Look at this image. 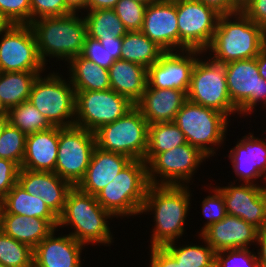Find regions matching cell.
Instances as JSON below:
<instances>
[{"mask_svg":"<svg viewBox=\"0 0 266 267\" xmlns=\"http://www.w3.org/2000/svg\"><path fill=\"white\" fill-rule=\"evenodd\" d=\"M66 66L69 69L67 72L68 78L75 91L111 89L108 70L80 55L71 58Z\"/></svg>","mask_w":266,"mask_h":267,"instance_id":"cell-29","label":"cell"},{"mask_svg":"<svg viewBox=\"0 0 266 267\" xmlns=\"http://www.w3.org/2000/svg\"><path fill=\"white\" fill-rule=\"evenodd\" d=\"M255 246L259 267H266V228L259 231Z\"/></svg>","mask_w":266,"mask_h":267,"instance_id":"cell-48","label":"cell"},{"mask_svg":"<svg viewBox=\"0 0 266 267\" xmlns=\"http://www.w3.org/2000/svg\"><path fill=\"white\" fill-rule=\"evenodd\" d=\"M250 248L226 249L215 252V267H259L256 253Z\"/></svg>","mask_w":266,"mask_h":267,"instance_id":"cell-39","label":"cell"},{"mask_svg":"<svg viewBox=\"0 0 266 267\" xmlns=\"http://www.w3.org/2000/svg\"><path fill=\"white\" fill-rule=\"evenodd\" d=\"M0 214H19L39 217L48 220L55 228L58 217L44 203L41 197L31 195L16 183L14 187L0 200Z\"/></svg>","mask_w":266,"mask_h":267,"instance_id":"cell-28","label":"cell"},{"mask_svg":"<svg viewBox=\"0 0 266 267\" xmlns=\"http://www.w3.org/2000/svg\"><path fill=\"white\" fill-rule=\"evenodd\" d=\"M55 228L33 249V267H82L86 246Z\"/></svg>","mask_w":266,"mask_h":267,"instance_id":"cell-20","label":"cell"},{"mask_svg":"<svg viewBox=\"0 0 266 267\" xmlns=\"http://www.w3.org/2000/svg\"><path fill=\"white\" fill-rule=\"evenodd\" d=\"M149 185L146 162L131 160L96 195V199L114 218H134L138 215L141 216Z\"/></svg>","mask_w":266,"mask_h":267,"instance_id":"cell-5","label":"cell"},{"mask_svg":"<svg viewBox=\"0 0 266 267\" xmlns=\"http://www.w3.org/2000/svg\"><path fill=\"white\" fill-rule=\"evenodd\" d=\"M57 152V126L28 134L21 168L32 171L55 172Z\"/></svg>","mask_w":266,"mask_h":267,"instance_id":"cell-25","label":"cell"},{"mask_svg":"<svg viewBox=\"0 0 266 267\" xmlns=\"http://www.w3.org/2000/svg\"><path fill=\"white\" fill-rule=\"evenodd\" d=\"M131 160L124 154L104 151L96 146L85 176L76 187L96 196Z\"/></svg>","mask_w":266,"mask_h":267,"instance_id":"cell-24","label":"cell"},{"mask_svg":"<svg viewBox=\"0 0 266 267\" xmlns=\"http://www.w3.org/2000/svg\"><path fill=\"white\" fill-rule=\"evenodd\" d=\"M104 48H106L112 55V58L116 61L121 59V48L123 37H116L115 39L99 40Z\"/></svg>","mask_w":266,"mask_h":267,"instance_id":"cell-49","label":"cell"},{"mask_svg":"<svg viewBox=\"0 0 266 267\" xmlns=\"http://www.w3.org/2000/svg\"><path fill=\"white\" fill-rule=\"evenodd\" d=\"M0 267H7V266H5L4 264H2V263L0 262Z\"/></svg>","mask_w":266,"mask_h":267,"instance_id":"cell-58","label":"cell"},{"mask_svg":"<svg viewBox=\"0 0 266 267\" xmlns=\"http://www.w3.org/2000/svg\"><path fill=\"white\" fill-rule=\"evenodd\" d=\"M86 13V14H85ZM83 13L87 35L98 40L123 37L128 30L113 9L89 10Z\"/></svg>","mask_w":266,"mask_h":267,"instance_id":"cell-32","label":"cell"},{"mask_svg":"<svg viewBox=\"0 0 266 267\" xmlns=\"http://www.w3.org/2000/svg\"><path fill=\"white\" fill-rule=\"evenodd\" d=\"M26 136L24 132L8 123L0 136V158L11 160L21 168Z\"/></svg>","mask_w":266,"mask_h":267,"instance_id":"cell-37","label":"cell"},{"mask_svg":"<svg viewBox=\"0 0 266 267\" xmlns=\"http://www.w3.org/2000/svg\"><path fill=\"white\" fill-rule=\"evenodd\" d=\"M225 69L229 97L239 117L252 115L261 104L259 108L266 110V80L259 74L256 58L228 62Z\"/></svg>","mask_w":266,"mask_h":267,"instance_id":"cell-11","label":"cell"},{"mask_svg":"<svg viewBox=\"0 0 266 267\" xmlns=\"http://www.w3.org/2000/svg\"><path fill=\"white\" fill-rule=\"evenodd\" d=\"M65 4L72 13L83 14L87 11V0H65Z\"/></svg>","mask_w":266,"mask_h":267,"instance_id":"cell-51","label":"cell"},{"mask_svg":"<svg viewBox=\"0 0 266 267\" xmlns=\"http://www.w3.org/2000/svg\"><path fill=\"white\" fill-rule=\"evenodd\" d=\"M0 12L11 24L31 23L30 0H0Z\"/></svg>","mask_w":266,"mask_h":267,"instance_id":"cell-41","label":"cell"},{"mask_svg":"<svg viewBox=\"0 0 266 267\" xmlns=\"http://www.w3.org/2000/svg\"><path fill=\"white\" fill-rule=\"evenodd\" d=\"M258 70L261 78L266 80V46L260 51L256 57Z\"/></svg>","mask_w":266,"mask_h":267,"instance_id":"cell-52","label":"cell"},{"mask_svg":"<svg viewBox=\"0 0 266 267\" xmlns=\"http://www.w3.org/2000/svg\"><path fill=\"white\" fill-rule=\"evenodd\" d=\"M0 114H7V110L3 107L1 101H0Z\"/></svg>","mask_w":266,"mask_h":267,"instance_id":"cell-57","label":"cell"},{"mask_svg":"<svg viewBox=\"0 0 266 267\" xmlns=\"http://www.w3.org/2000/svg\"><path fill=\"white\" fill-rule=\"evenodd\" d=\"M186 143L184 133L174 122L149 124L148 147L144 161L148 164L157 154Z\"/></svg>","mask_w":266,"mask_h":267,"instance_id":"cell-33","label":"cell"},{"mask_svg":"<svg viewBox=\"0 0 266 267\" xmlns=\"http://www.w3.org/2000/svg\"><path fill=\"white\" fill-rule=\"evenodd\" d=\"M9 123L26 135L47 130L52 125L29 102L25 101L7 111Z\"/></svg>","mask_w":266,"mask_h":267,"instance_id":"cell-35","label":"cell"},{"mask_svg":"<svg viewBox=\"0 0 266 267\" xmlns=\"http://www.w3.org/2000/svg\"><path fill=\"white\" fill-rule=\"evenodd\" d=\"M80 56L107 70L115 62L111 53L102 46L100 41L88 35H86Z\"/></svg>","mask_w":266,"mask_h":267,"instance_id":"cell-42","label":"cell"},{"mask_svg":"<svg viewBox=\"0 0 266 267\" xmlns=\"http://www.w3.org/2000/svg\"><path fill=\"white\" fill-rule=\"evenodd\" d=\"M8 123H9L8 114H0V136L2 135Z\"/></svg>","mask_w":266,"mask_h":267,"instance_id":"cell-54","label":"cell"},{"mask_svg":"<svg viewBox=\"0 0 266 267\" xmlns=\"http://www.w3.org/2000/svg\"><path fill=\"white\" fill-rule=\"evenodd\" d=\"M174 123L184 133L187 143L210 159L226 143L231 119L221 112L187 99L178 111Z\"/></svg>","mask_w":266,"mask_h":267,"instance_id":"cell-6","label":"cell"},{"mask_svg":"<svg viewBox=\"0 0 266 267\" xmlns=\"http://www.w3.org/2000/svg\"><path fill=\"white\" fill-rule=\"evenodd\" d=\"M240 10L250 1V0H231Z\"/></svg>","mask_w":266,"mask_h":267,"instance_id":"cell-55","label":"cell"},{"mask_svg":"<svg viewBox=\"0 0 266 267\" xmlns=\"http://www.w3.org/2000/svg\"><path fill=\"white\" fill-rule=\"evenodd\" d=\"M31 22L43 17H61L72 12L66 7L65 0H30Z\"/></svg>","mask_w":266,"mask_h":267,"instance_id":"cell-43","label":"cell"},{"mask_svg":"<svg viewBox=\"0 0 266 267\" xmlns=\"http://www.w3.org/2000/svg\"><path fill=\"white\" fill-rule=\"evenodd\" d=\"M0 262L7 267H33V249L0 229Z\"/></svg>","mask_w":266,"mask_h":267,"instance_id":"cell-36","label":"cell"},{"mask_svg":"<svg viewBox=\"0 0 266 267\" xmlns=\"http://www.w3.org/2000/svg\"><path fill=\"white\" fill-rule=\"evenodd\" d=\"M46 72H1L0 101L3 107L9 109L22 102L29 101L32 86L40 74Z\"/></svg>","mask_w":266,"mask_h":267,"instance_id":"cell-30","label":"cell"},{"mask_svg":"<svg viewBox=\"0 0 266 267\" xmlns=\"http://www.w3.org/2000/svg\"><path fill=\"white\" fill-rule=\"evenodd\" d=\"M146 7L147 5L135 0H119L113 10L128 32H131L142 29Z\"/></svg>","mask_w":266,"mask_h":267,"instance_id":"cell-38","label":"cell"},{"mask_svg":"<svg viewBox=\"0 0 266 267\" xmlns=\"http://www.w3.org/2000/svg\"><path fill=\"white\" fill-rule=\"evenodd\" d=\"M241 11L266 32V0H250Z\"/></svg>","mask_w":266,"mask_h":267,"instance_id":"cell-46","label":"cell"},{"mask_svg":"<svg viewBox=\"0 0 266 267\" xmlns=\"http://www.w3.org/2000/svg\"><path fill=\"white\" fill-rule=\"evenodd\" d=\"M199 50L167 51L147 69V84L151 88L179 89L187 94L191 74Z\"/></svg>","mask_w":266,"mask_h":267,"instance_id":"cell-16","label":"cell"},{"mask_svg":"<svg viewBox=\"0 0 266 267\" xmlns=\"http://www.w3.org/2000/svg\"><path fill=\"white\" fill-rule=\"evenodd\" d=\"M190 188V185L148 186L141 214L153 216L150 248L181 240L179 238L186 232V220L192 208L193 193Z\"/></svg>","mask_w":266,"mask_h":267,"instance_id":"cell-1","label":"cell"},{"mask_svg":"<svg viewBox=\"0 0 266 267\" xmlns=\"http://www.w3.org/2000/svg\"><path fill=\"white\" fill-rule=\"evenodd\" d=\"M220 15L199 0H177L179 51L204 52L213 39Z\"/></svg>","mask_w":266,"mask_h":267,"instance_id":"cell-14","label":"cell"},{"mask_svg":"<svg viewBox=\"0 0 266 267\" xmlns=\"http://www.w3.org/2000/svg\"><path fill=\"white\" fill-rule=\"evenodd\" d=\"M20 167L13 161L0 158V200L14 187Z\"/></svg>","mask_w":266,"mask_h":267,"instance_id":"cell-44","label":"cell"},{"mask_svg":"<svg viewBox=\"0 0 266 267\" xmlns=\"http://www.w3.org/2000/svg\"><path fill=\"white\" fill-rule=\"evenodd\" d=\"M198 236L202 240V244L204 243L205 245L197 243L186 244L185 242L181 246L178 241H174L163 247L182 265L190 267H215V251L199 234Z\"/></svg>","mask_w":266,"mask_h":267,"instance_id":"cell-34","label":"cell"},{"mask_svg":"<svg viewBox=\"0 0 266 267\" xmlns=\"http://www.w3.org/2000/svg\"><path fill=\"white\" fill-rule=\"evenodd\" d=\"M150 259L148 267H190L178 263L164 247H148Z\"/></svg>","mask_w":266,"mask_h":267,"instance_id":"cell-45","label":"cell"},{"mask_svg":"<svg viewBox=\"0 0 266 267\" xmlns=\"http://www.w3.org/2000/svg\"><path fill=\"white\" fill-rule=\"evenodd\" d=\"M135 1L141 2V3L145 4V5H149V4H151V3H153V2H155L157 0H135Z\"/></svg>","mask_w":266,"mask_h":267,"instance_id":"cell-56","label":"cell"},{"mask_svg":"<svg viewBox=\"0 0 266 267\" xmlns=\"http://www.w3.org/2000/svg\"><path fill=\"white\" fill-rule=\"evenodd\" d=\"M96 147L92 131L78 127H58L55 173L76 187L85 176Z\"/></svg>","mask_w":266,"mask_h":267,"instance_id":"cell-10","label":"cell"},{"mask_svg":"<svg viewBox=\"0 0 266 267\" xmlns=\"http://www.w3.org/2000/svg\"><path fill=\"white\" fill-rule=\"evenodd\" d=\"M52 71L37 77L31 89L29 102L52 126L61 128L73 126L76 91L69 78L66 79L59 70Z\"/></svg>","mask_w":266,"mask_h":267,"instance_id":"cell-7","label":"cell"},{"mask_svg":"<svg viewBox=\"0 0 266 267\" xmlns=\"http://www.w3.org/2000/svg\"><path fill=\"white\" fill-rule=\"evenodd\" d=\"M111 90L135 104L147 85V69L134 62L118 59L108 69Z\"/></svg>","mask_w":266,"mask_h":267,"instance_id":"cell-26","label":"cell"},{"mask_svg":"<svg viewBox=\"0 0 266 267\" xmlns=\"http://www.w3.org/2000/svg\"><path fill=\"white\" fill-rule=\"evenodd\" d=\"M0 229L34 249L55 227L46 219L19 214H0Z\"/></svg>","mask_w":266,"mask_h":267,"instance_id":"cell-27","label":"cell"},{"mask_svg":"<svg viewBox=\"0 0 266 267\" xmlns=\"http://www.w3.org/2000/svg\"><path fill=\"white\" fill-rule=\"evenodd\" d=\"M187 94L179 89L151 88L146 85L141 98L134 104L148 124L174 122Z\"/></svg>","mask_w":266,"mask_h":267,"instance_id":"cell-23","label":"cell"},{"mask_svg":"<svg viewBox=\"0 0 266 267\" xmlns=\"http://www.w3.org/2000/svg\"><path fill=\"white\" fill-rule=\"evenodd\" d=\"M259 229L245 220L226 215L221 221L211 224L199 235L215 252L226 249L251 248L255 246Z\"/></svg>","mask_w":266,"mask_h":267,"instance_id":"cell-21","label":"cell"},{"mask_svg":"<svg viewBox=\"0 0 266 267\" xmlns=\"http://www.w3.org/2000/svg\"><path fill=\"white\" fill-rule=\"evenodd\" d=\"M209 184V195L203 198L201 206L202 215L206 222L200 229L199 234L213 223L221 221L226 215L225 201L221 192Z\"/></svg>","mask_w":266,"mask_h":267,"instance_id":"cell-40","label":"cell"},{"mask_svg":"<svg viewBox=\"0 0 266 267\" xmlns=\"http://www.w3.org/2000/svg\"><path fill=\"white\" fill-rule=\"evenodd\" d=\"M17 183L29 194L41 197L57 217L62 214L67 194L73 188L68 181L55 172L22 168L19 170Z\"/></svg>","mask_w":266,"mask_h":267,"instance_id":"cell-22","label":"cell"},{"mask_svg":"<svg viewBox=\"0 0 266 267\" xmlns=\"http://www.w3.org/2000/svg\"><path fill=\"white\" fill-rule=\"evenodd\" d=\"M119 0H87V11L113 9Z\"/></svg>","mask_w":266,"mask_h":267,"instance_id":"cell-50","label":"cell"},{"mask_svg":"<svg viewBox=\"0 0 266 267\" xmlns=\"http://www.w3.org/2000/svg\"><path fill=\"white\" fill-rule=\"evenodd\" d=\"M254 135L249 132L242 138H237L236 146L230 148L226 157L232 163L233 172L238 179L232 182L260 185V180L266 186V137L256 138Z\"/></svg>","mask_w":266,"mask_h":267,"instance_id":"cell-18","label":"cell"},{"mask_svg":"<svg viewBox=\"0 0 266 267\" xmlns=\"http://www.w3.org/2000/svg\"><path fill=\"white\" fill-rule=\"evenodd\" d=\"M11 25L9 20L0 12V34L6 31Z\"/></svg>","mask_w":266,"mask_h":267,"instance_id":"cell-53","label":"cell"},{"mask_svg":"<svg viewBox=\"0 0 266 267\" xmlns=\"http://www.w3.org/2000/svg\"><path fill=\"white\" fill-rule=\"evenodd\" d=\"M147 120L134 106L123 117L99 127L96 146L104 151L121 153L132 160H144L148 147Z\"/></svg>","mask_w":266,"mask_h":267,"instance_id":"cell-9","label":"cell"},{"mask_svg":"<svg viewBox=\"0 0 266 267\" xmlns=\"http://www.w3.org/2000/svg\"><path fill=\"white\" fill-rule=\"evenodd\" d=\"M135 105L125 96L108 89L76 91L75 124L92 131L123 117Z\"/></svg>","mask_w":266,"mask_h":267,"instance_id":"cell-13","label":"cell"},{"mask_svg":"<svg viewBox=\"0 0 266 267\" xmlns=\"http://www.w3.org/2000/svg\"><path fill=\"white\" fill-rule=\"evenodd\" d=\"M29 25L36 38L39 56L46 66L50 59L54 58L55 62L62 61L66 64V61L81 54L87 35V26L82 14L43 17Z\"/></svg>","mask_w":266,"mask_h":267,"instance_id":"cell-4","label":"cell"},{"mask_svg":"<svg viewBox=\"0 0 266 267\" xmlns=\"http://www.w3.org/2000/svg\"><path fill=\"white\" fill-rule=\"evenodd\" d=\"M204 56L203 53L193 67L187 99L221 112L229 119L233 115H239L229 97L225 64Z\"/></svg>","mask_w":266,"mask_h":267,"instance_id":"cell-8","label":"cell"},{"mask_svg":"<svg viewBox=\"0 0 266 267\" xmlns=\"http://www.w3.org/2000/svg\"><path fill=\"white\" fill-rule=\"evenodd\" d=\"M265 46L266 32L239 11L220 15L213 39L204 54L217 63L226 64L256 58Z\"/></svg>","mask_w":266,"mask_h":267,"instance_id":"cell-2","label":"cell"},{"mask_svg":"<svg viewBox=\"0 0 266 267\" xmlns=\"http://www.w3.org/2000/svg\"><path fill=\"white\" fill-rule=\"evenodd\" d=\"M114 217L105 210L96 196L73 187L67 194L62 214L58 217L57 228L70 230L69 234L85 246L113 245L114 237L110 221ZM109 219V220H108ZM111 227V228H110ZM100 244V245H99Z\"/></svg>","mask_w":266,"mask_h":267,"instance_id":"cell-3","label":"cell"},{"mask_svg":"<svg viewBox=\"0 0 266 267\" xmlns=\"http://www.w3.org/2000/svg\"><path fill=\"white\" fill-rule=\"evenodd\" d=\"M207 159L189 143L174 147L157 154L147 164L148 182L150 185H192L195 173Z\"/></svg>","mask_w":266,"mask_h":267,"instance_id":"cell-12","label":"cell"},{"mask_svg":"<svg viewBox=\"0 0 266 267\" xmlns=\"http://www.w3.org/2000/svg\"><path fill=\"white\" fill-rule=\"evenodd\" d=\"M165 51L141 31L127 32L123 36L121 59L148 69Z\"/></svg>","mask_w":266,"mask_h":267,"instance_id":"cell-31","label":"cell"},{"mask_svg":"<svg viewBox=\"0 0 266 267\" xmlns=\"http://www.w3.org/2000/svg\"><path fill=\"white\" fill-rule=\"evenodd\" d=\"M140 31L165 52L179 51L177 0H157L147 5Z\"/></svg>","mask_w":266,"mask_h":267,"instance_id":"cell-19","label":"cell"},{"mask_svg":"<svg viewBox=\"0 0 266 267\" xmlns=\"http://www.w3.org/2000/svg\"><path fill=\"white\" fill-rule=\"evenodd\" d=\"M214 8L221 15L233 14L241 11L231 0H199Z\"/></svg>","mask_w":266,"mask_h":267,"instance_id":"cell-47","label":"cell"},{"mask_svg":"<svg viewBox=\"0 0 266 267\" xmlns=\"http://www.w3.org/2000/svg\"><path fill=\"white\" fill-rule=\"evenodd\" d=\"M229 182L215 186L222 194L226 213L252 224L259 230L266 228V186Z\"/></svg>","mask_w":266,"mask_h":267,"instance_id":"cell-17","label":"cell"},{"mask_svg":"<svg viewBox=\"0 0 266 267\" xmlns=\"http://www.w3.org/2000/svg\"><path fill=\"white\" fill-rule=\"evenodd\" d=\"M46 68L29 24H12L0 34L1 72H44Z\"/></svg>","mask_w":266,"mask_h":267,"instance_id":"cell-15","label":"cell"}]
</instances>
